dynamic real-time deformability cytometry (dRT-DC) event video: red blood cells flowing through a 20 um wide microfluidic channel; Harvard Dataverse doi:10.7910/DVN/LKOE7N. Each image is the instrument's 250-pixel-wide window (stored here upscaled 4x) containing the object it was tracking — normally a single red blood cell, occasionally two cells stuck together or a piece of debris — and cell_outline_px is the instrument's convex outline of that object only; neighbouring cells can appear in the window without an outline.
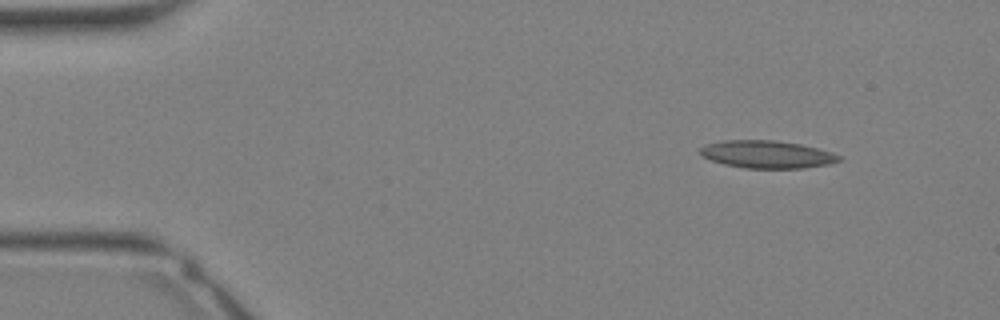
{"species": "Egyptian fruit bat (a non-hibernating species)", "species_latin": "Rousettus aegyptiacus", "temperature_condition": "warm", "stored_images_in_passage": 31, "camera_frame_rate_fps": 3000, "um_per_image_px": 0.085, "animal": {"sex": "female"}, "frame": {"image": 1, "passage_image": 1, "time_ms": 0.0, "image_size_px": [1000, 320], "cell_outline_px": [[840, 160], [828, 164], [804, 168], [744, 168], [724, 164], [700, 156], [700, 148], [704, 144], [720, 140], [776, 140], [800, 144], [832, 152], [840, 156]], "centroid_in_image_um": [65.14, 13.11], "position_along_channel_um": 19.9, "area_um2": 22.37}}
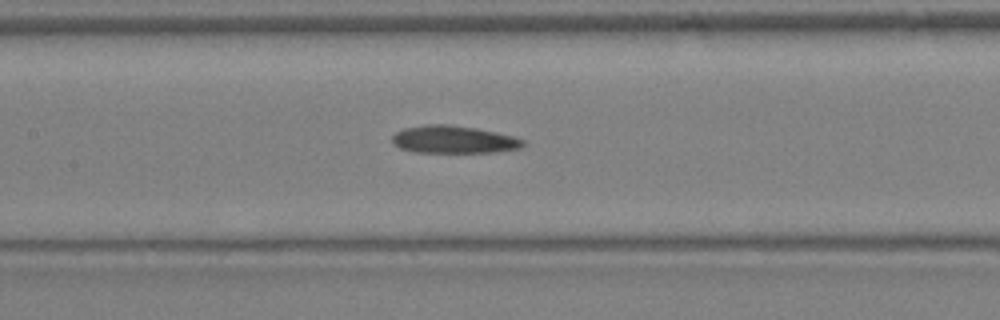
{"frame": {"image": 2, "passage_image": 13, "time_ms": 4.0, "image_size_px": [1000, 320], "cell_outline_px": [[524, 144], [520, 148], [492, 152], [416, 152], [400, 148], [392, 144], [392, 136], [396, 132], [404, 128], [428, 124], [444, 124], [476, 128], [496, 132], [512, 136], [524, 140]], "centroid_in_image_um": [38.52, 11.86], "position_along_channel_um": 168.9, "area_um2": 20.87}}
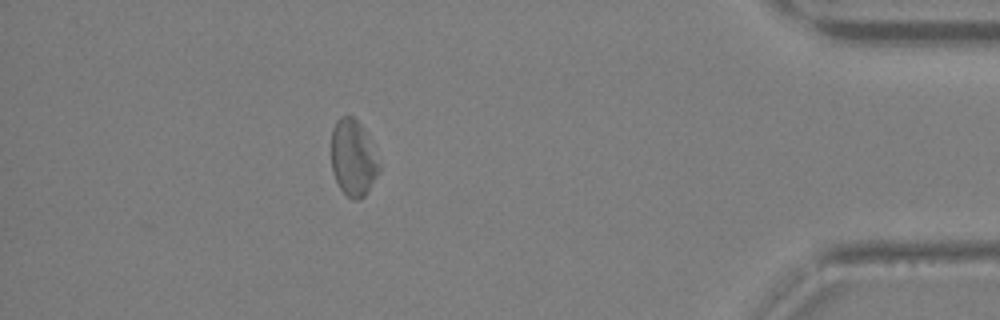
{"frame": {"image": 3, "passage_image": 27, "time_ms": 8.667, "image_size_px": [1000, 320], "cell_outline_px": [[380, 172], [364, 196], [356, 200], [352, 200], [340, 188], [336, 180], [332, 168], [332, 128], [336, 120], [340, 116], [352, 116], [364, 128], [380, 164]], "centroid_in_image_um": [30.02, 13.42], "position_along_channel_um": 405.2, "area_um2": 21.15}}